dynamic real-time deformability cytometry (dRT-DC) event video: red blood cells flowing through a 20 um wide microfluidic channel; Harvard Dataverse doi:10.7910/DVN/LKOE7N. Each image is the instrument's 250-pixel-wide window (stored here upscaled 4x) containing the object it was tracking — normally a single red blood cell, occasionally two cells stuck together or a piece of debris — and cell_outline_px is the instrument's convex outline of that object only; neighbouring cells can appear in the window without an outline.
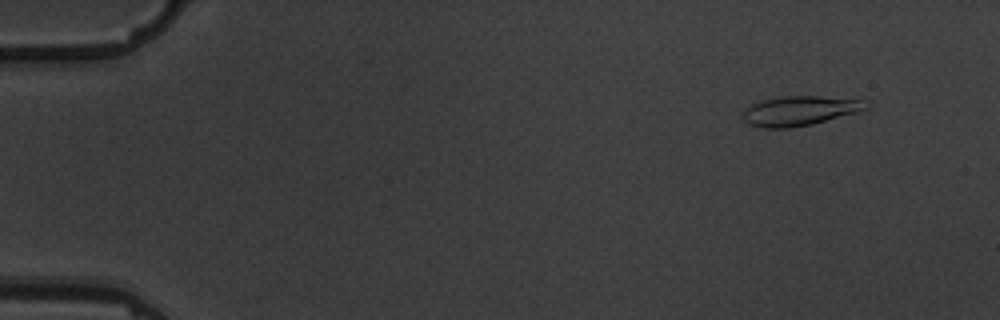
{"species": "common noctule bat (a hibernating species)", "species_latin": "Nyctalus noctula", "temperature_condition": "warm", "stored_images_in_passage": 6, "camera_frame_rate_fps": 3000, "um_per_image_px": 0.085, "animal": {"sex": "male", "body_mass_g": 19.5, "forearm_length_mm": 54.6}, "frame": {"image": 1, "passage_image": 2, "time_ms": 1.0, "image_size_px": [1000, 320], "cell_outline_px": [[868, 108], [856, 112], [812, 124], [788, 128], [764, 128], [748, 124], [744, 120], [744, 112], [752, 104], [764, 100], [780, 96], [820, 96], [868, 100]], "centroid_in_image_um": [68.0, 9.41], "position_along_channel_um": 17.0, "area_um2": 21.04}}
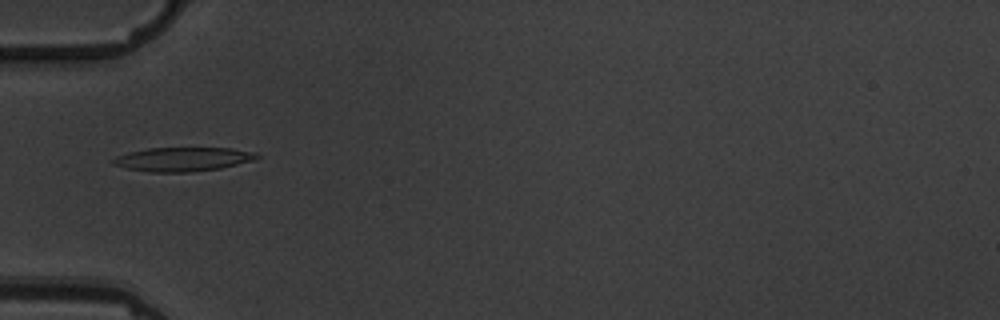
{"frame": {"image": 2, "passage_image": 6, "time_ms": 5.667, "image_size_px": [1000, 320], "cell_outline_px": [[260, 156], [256, 160], [220, 168], [192, 172], [148, 172], [128, 168], [112, 164], [112, 160], [116, 156], [128, 152], [148, 148], [232, 148], [256, 152]], "centroid_in_image_um": [15.57, 13.53], "position_along_channel_um": 69.4, "area_um2": 20.17}}